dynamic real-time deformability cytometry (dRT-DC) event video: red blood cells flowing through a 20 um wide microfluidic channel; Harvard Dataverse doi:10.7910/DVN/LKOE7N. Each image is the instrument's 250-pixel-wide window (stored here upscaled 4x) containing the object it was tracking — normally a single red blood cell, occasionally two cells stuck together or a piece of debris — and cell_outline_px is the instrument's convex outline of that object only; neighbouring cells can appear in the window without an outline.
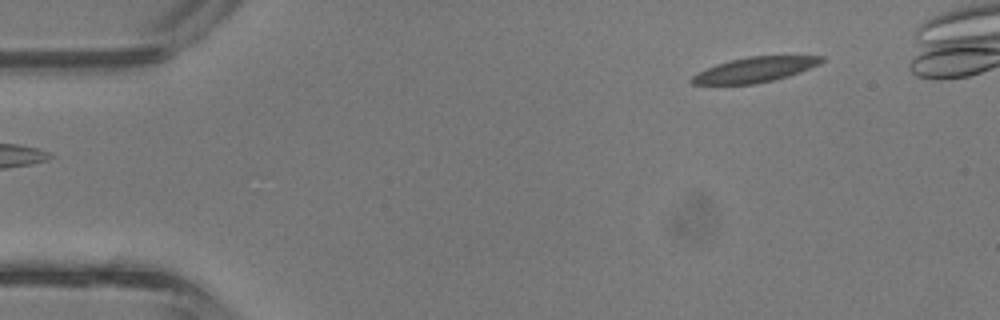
{"species": "common noctule bat (a hibernating species)", "species_latin": "Nyctalus noctula", "temperature_condition": "room temperature", "stored_images_in_passage": 3, "camera_frame_rate_fps": 3000, "um_per_image_px": 0.085, "animal": {"sex": "male", "body_mass_g": 13.3}, "frame": {"image": 1, "passage_image": 3, "time_ms": 0.667, "image_size_px": [1000, 320], "cell_outline_px": [[824, 60], [820, 64], [800, 72], [788, 76], [772, 80], [752, 84], [692, 84], [688, 80], [692, 76], [716, 64], [748, 56], [824, 56]], "centroid_in_image_um": [64.18, 5.92], "position_along_channel_um": 20.8, "area_um2": 18.67}}